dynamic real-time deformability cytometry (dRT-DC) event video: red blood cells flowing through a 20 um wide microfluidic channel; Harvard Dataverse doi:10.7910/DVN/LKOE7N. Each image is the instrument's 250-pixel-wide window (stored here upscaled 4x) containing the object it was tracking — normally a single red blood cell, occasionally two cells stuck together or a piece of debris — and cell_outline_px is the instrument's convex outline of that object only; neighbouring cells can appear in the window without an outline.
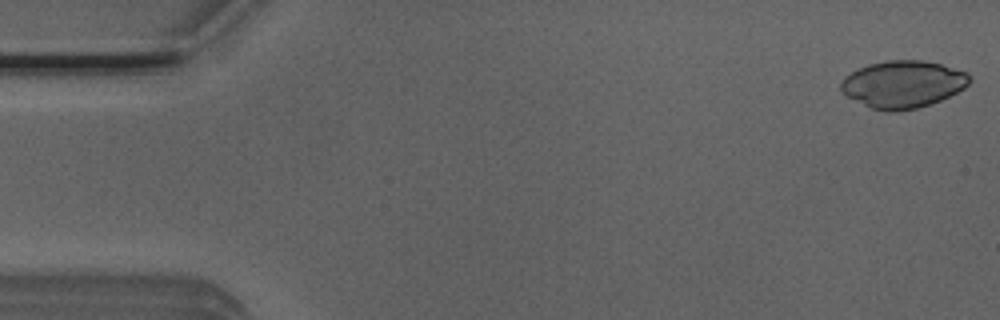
{"species": "Egyptian fruit bat (a non-hibernating species)", "species_latin": "Rousettus aegyptiacus", "temperature_condition": "room temperature", "stored_images_in_passage": 14, "camera_frame_rate_fps": 3000, "um_per_image_px": 0.085, "animal": {"sex": "male"}, "frame": {"image": 1, "passage_image": 1, "time_ms": 0.0, "image_size_px": [1000, 320], "cell_outline_px": [[972, 80], [964, 88], [940, 100], [916, 108], [896, 112], [884, 112], [872, 108], [840, 92], [840, 84], [844, 76], [868, 64], [888, 60], [920, 60], [940, 64], [968, 72], [972, 76]], "centroid_in_image_um": [76.75, 7.16], "position_along_channel_um": 8.2, "area_um2": 35.32}}